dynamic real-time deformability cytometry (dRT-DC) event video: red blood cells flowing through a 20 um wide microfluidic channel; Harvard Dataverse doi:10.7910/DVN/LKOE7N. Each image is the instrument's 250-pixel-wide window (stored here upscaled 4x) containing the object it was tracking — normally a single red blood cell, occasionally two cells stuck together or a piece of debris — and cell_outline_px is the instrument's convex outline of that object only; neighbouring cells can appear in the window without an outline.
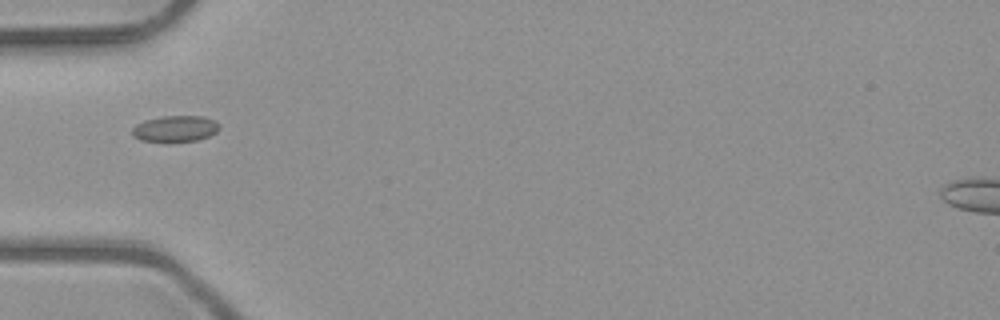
{"species": "common noctule bat (a hibernating species)", "species_latin": "Nyctalus noctula", "temperature_condition": "room temperature", "stored_images_in_passage": 31, "camera_frame_rate_fps": 3000, "um_per_image_px": 0.085, "animal": {"sex": "male", "body_mass_g": 23.1, "forearm_length_mm": 52.7}, "frame": {"image": 1, "passage_image": 1, "time_ms": 0.0, "image_size_px": [1000, 320], "cell_outline_px": [[220, 128], [216, 132], [208, 136], [196, 140], [140, 140], [132, 136], [132, 128], [136, 124], [144, 120], [164, 116], [204, 116], [220, 124]], "centroid_in_image_um": [14.89, 10.91], "position_along_channel_um": 70.1, "area_um2": 12.95}}
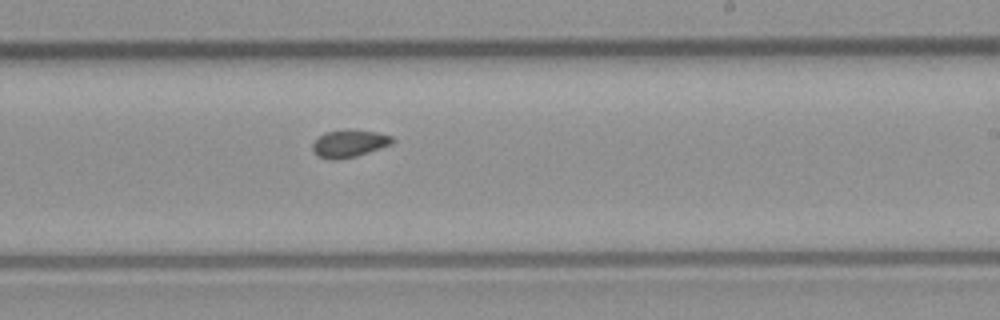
{"frame": {"image": 2, "passage_image": 15, "time_ms": 4.667, "image_size_px": [1000, 320], "cell_outline_px": [[396, 140], [392, 144], [356, 156], [336, 160], [332, 160], [320, 156], [312, 148], [312, 144], [324, 132], [348, 128], [376, 132], [392, 136]], "centroid_in_image_um": [29.72, 12.17], "position_along_channel_um": 259.3, "area_um2": 12.77}}
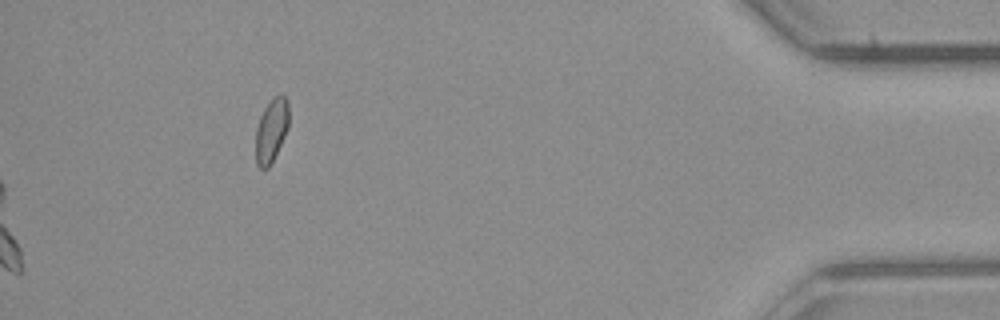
{"frame": {"image": 3, "passage_image": 31, "time_ms": 10.0, "image_size_px": [1000, 320], "cell_outline_px": [[288, 128], [268, 168], [260, 168], [256, 164], [256, 128], [260, 116], [264, 108], [276, 96], [284, 96], [288, 100]], "centroid_in_image_um": [23.05, 11.09], "position_along_channel_um": 412.1, "area_um2": 11.91}, "authors_computed_cell_mechanics": {"area_um2": 12.6004, "velocity_mm_per_s": 4.0261, "shape_relaxation_time_tau1_ms": null, "shape_relaxation_time_tau2_ms": 2.5244, "deformation_change_tau1": null, "deformation_change_tau2": 0.0488}}